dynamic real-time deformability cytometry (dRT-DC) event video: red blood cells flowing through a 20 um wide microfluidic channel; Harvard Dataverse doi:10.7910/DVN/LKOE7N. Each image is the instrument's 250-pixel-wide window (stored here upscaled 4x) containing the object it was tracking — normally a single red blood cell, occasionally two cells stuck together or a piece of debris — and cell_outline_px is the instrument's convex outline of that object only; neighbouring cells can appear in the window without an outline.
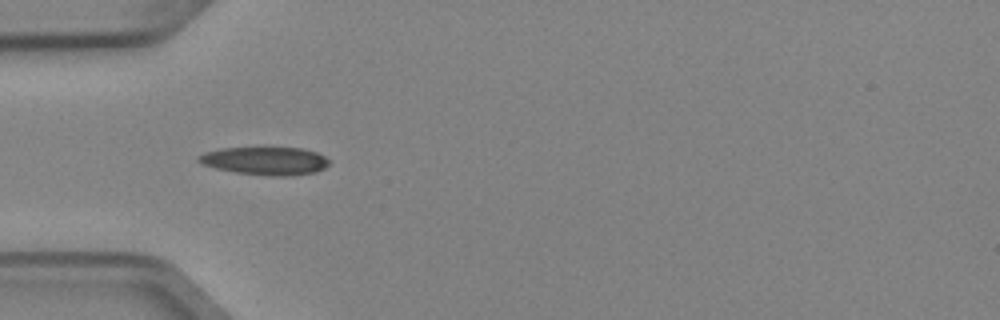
{"species": "Egyptian fruit bat (a non-hibernating species)", "species_latin": "Rousettus aegyptiacus", "temperature_condition": "cold", "stored_images_in_passage": 15, "camera_frame_rate_fps": 3000, "um_per_image_px": 0.085, "animal": {"sex": "female"}, "frame": {"image": 1, "passage_image": 3, "time_ms": 0.667, "image_size_px": [1000, 320], "cell_outline_px": [[328, 164], [324, 168], [316, 172], [292, 176], [268, 176], [236, 172], [216, 168], [200, 164], [196, 160], [196, 156], [204, 152], [220, 148], [304, 148], [316, 152], [324, 156], [328, 160]], "centroid_in_image_um": [22.51, 13.68], "position_along_channel_um": 62.5, "area_um2": 21.44}}
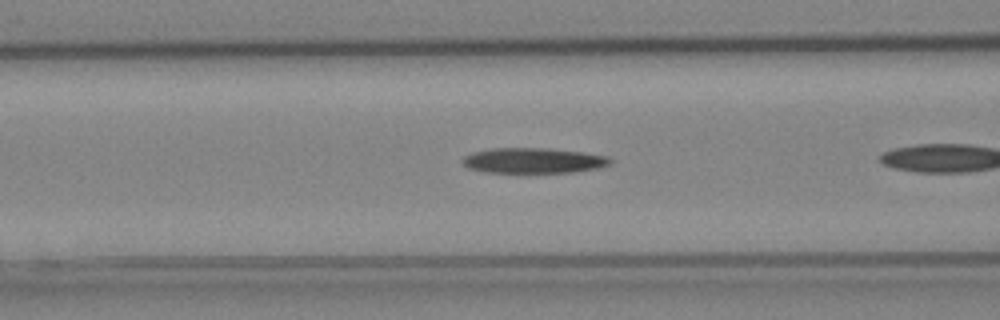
{"frame": {"image": 2, "passage_image": 5, "time_ms": 1.333, "image_size_px": [1000, 320], "cell_outline_px": [[612, 164], [600, 168], [572, 172], [484, 172], [468, 168], [460, 160], [464, 156], [472, 152], [492, 148], [548, 148], [584, 152], [608, 156], [612, 160]], "centroid_in_image_um": [45.35, 13.64], "position_along_channel_um": 121.2, "area_um2": 21.96}}